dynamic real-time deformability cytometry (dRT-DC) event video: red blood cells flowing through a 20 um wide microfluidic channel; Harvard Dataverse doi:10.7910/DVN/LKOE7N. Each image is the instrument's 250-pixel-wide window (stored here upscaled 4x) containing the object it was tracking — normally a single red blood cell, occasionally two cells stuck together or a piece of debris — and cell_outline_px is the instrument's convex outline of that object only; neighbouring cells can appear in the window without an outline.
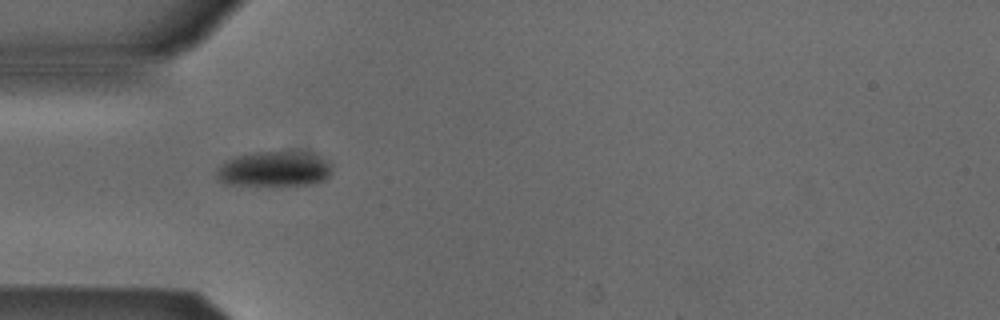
{"species": "Egyptian fruit bat (a non-hibernating species)", "species_latin": "Rousettus aegyptiacus", "temperature_condition": "cold", "stored_images_in_passage": 34, "camera_frame_rate_fps": 3000, "um_per_image_px": 0.085, "animal": {"sex": "male"}, "frame": {"image": 1, "passage_image": 1, "time_ms": 0.0, "image_size_px": [1000, 320], "cell_outline_px": [[332, 168], [328, 176], [324, 180], [312, 184], [224, 184], [216, 176], [216, 172], [220, 164], [236, 156], [260, 152], [312, 152], [328, 160], [332, 164]], "centroid_in_image_um": [23.35, 14.34], "position_along_channel_um": 61.6, "area_um2": 23.41}}
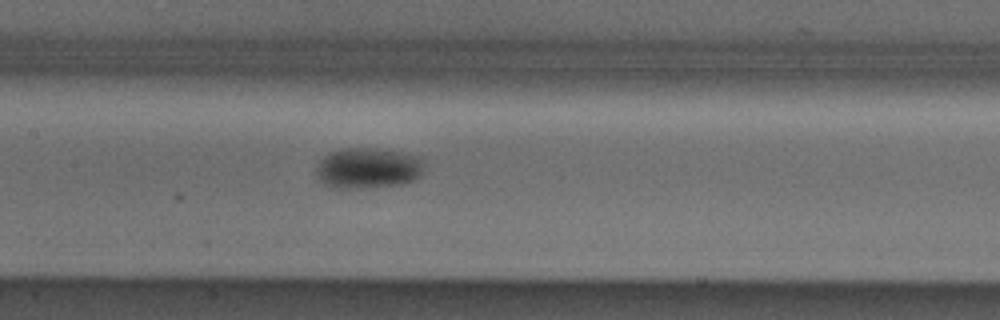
{"frame": {"image": 2, "passage_image": 10, "time_ms": 3.0, "image_size_px": [1000, 320], "cell_outline_px": [[424, 172], [416, 180], [404, 184], [364, 188], [332, 188], [324, 184], [316, 176], [316, 168], [320, 160], [324, 156], [332, 152], [348, 148], [372, 148], [400, 152], [416, 156], [424, 164]], "centroid_in_image_um": [31.29, 14.31], "position_along_channel_um": 176.1, "area_um2": 25.72}}
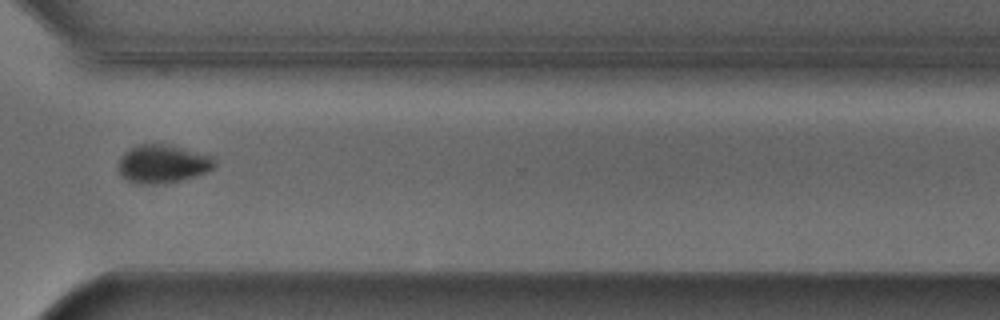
{"frame": {"image": 3, "passage_image": 24, "time_ms": 7.667, "image_size_px": [1000, 320], "cell_outline_px": [[216, 168], [208, 172], [196, 176], [164, 184], [136, 184], [128, 180], [116, 168], [120, 156], [124, 152], [140, 144], [168, 144], [212, 156], [216, 160]], "centroid_in_image_um": [13.84, 13.94], "position_along_channel_um": 356.8, "area_um2": 21.73}, "authors_computed_cell_mechanics": {"area_um2": 23.6402, "velocity_mm_per_s": 3.8717, "shape_relaxation_time_tau1_ms": 3.5562, "shape_relaxation_time_tau2_ms": null, "deformation_change_tau1": 0.1022, "deformation_change_tau2": null}}